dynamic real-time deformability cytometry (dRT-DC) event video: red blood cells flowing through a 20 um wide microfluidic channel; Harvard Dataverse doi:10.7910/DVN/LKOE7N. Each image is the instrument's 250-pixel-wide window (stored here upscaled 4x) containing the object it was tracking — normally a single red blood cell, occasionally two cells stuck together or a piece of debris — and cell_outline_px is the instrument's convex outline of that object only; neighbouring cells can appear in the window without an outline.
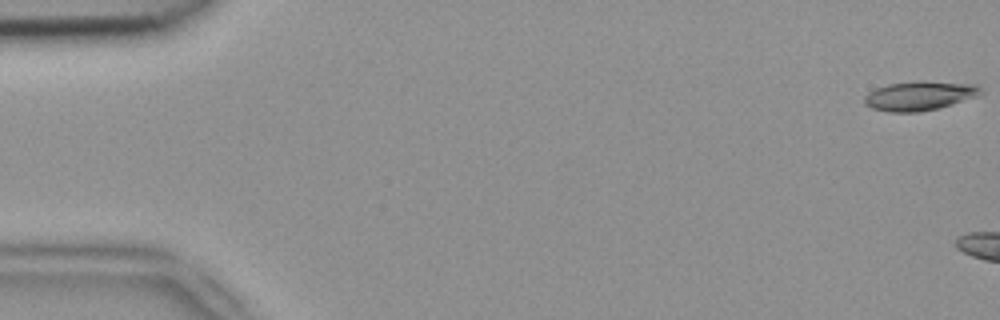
{"species": "common noctule bat (a hibernating species)", "species_latin": "Nyctalus noctula", "temperature_condition": "room temperature", "stored_images_in_passage": 5, "camera_frame_rate_fps": 3000, "um_per_image_px": 0.085, "animal": {"sex": "female", "body_mass_g": 18.4}, "frame": {"image": 1, "passage_image": 1, "time_ms": 0.0, "image_size_px": [1000, 320], "cell_outline_px": [[984, 92], [980, 96], [952, 104], [920, 112], [888, 112], [872, 108], [864, 104], [864, 96], [868, 92], [876, 88], [888, 84], [916, 80], [924, 80], [976, 84]], "centroid_in_image_um": [78.17, 8.12], "position_along_channel_um": 6.8, "area_um2": 20.17}}